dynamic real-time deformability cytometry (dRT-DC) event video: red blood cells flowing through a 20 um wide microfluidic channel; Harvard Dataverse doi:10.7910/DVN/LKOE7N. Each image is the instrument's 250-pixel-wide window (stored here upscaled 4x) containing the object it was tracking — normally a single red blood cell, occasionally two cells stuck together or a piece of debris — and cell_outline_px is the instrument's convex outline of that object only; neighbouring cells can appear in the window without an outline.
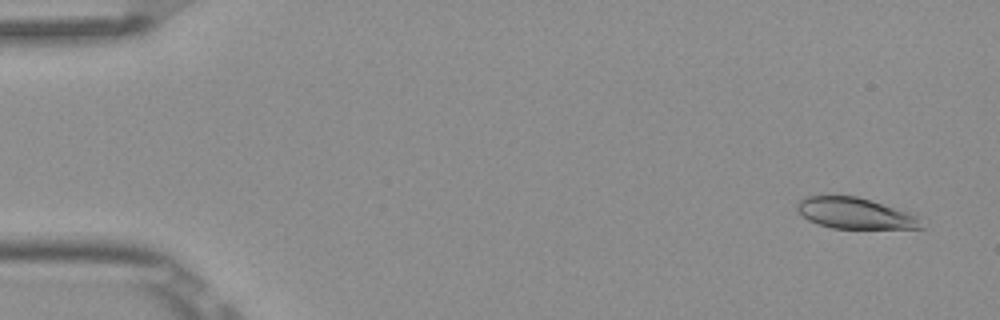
{"species": "Egyptian fruit bat (a non-hibernating species)", "species_latin": "Rousettus aegyptiacus", "temperature_condition": "room temperature", "stored_images_in_passage": 4, "camera_frame_rate_fps": 3000, "um_per_image_px": 0.085, "frame": {"image": 1, "passage_image": 1, "time_ms": 0.0, "image_size_px": [1000, 320], "cell_outline_px": [[924, 228], [832, 228], [808, 220], [796, 208], [796, 204], [804, 196], [856, 196], [908, 212], [916, 216]], "centroid_in_image_um": [72.63, 18.12], "position_along_channel_um": 12.4, "area_um2": 21.91}}
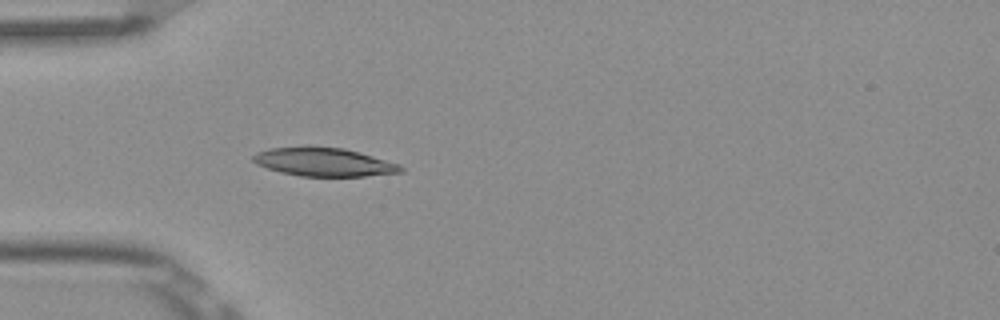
{"frame": {"image": 2, "passage_image": 4, "time_ms": 1.0, "image_size_px": [1000, 320], "cell_outline_px": [[404, 172], [364, 176], [300, 176], [280, 172], [256, 164], [252, 160], [252, 156], [256, 152], [268, 148], [304, 144], [308, 144], [344, 148], [360, 152], [400, 164], [404, 168]], "centroid_in_image_um": [27.49, 13.73], "position_along_channel_um": 57.5, "area_um2": 25.26}}